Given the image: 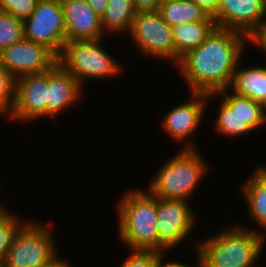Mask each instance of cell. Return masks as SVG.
<instances>
[{"instance_id": "32", "label": "cell", "mask_w": 266, "mask_h": 267, "mask_svg": "<svg viewBox=\"0 0 266 267\" xmlns=\"http://www.w3.org/2000/svg\"><path fill=\"white\" fill-rule=\"evenodd\" d=\"M85 2L101 17L105 13L108 0H85Z\"/></svg>"}, {"instance_id": "11", "label": "cell", "mask_w": 266, "mask_h": 267, "mask_svg": "<svg viewBox=\"0 0 266 267\" xmlns=\"http://www.w3.org/2000/svg\"><path fill=\"white\" fill-rule=\"evenodd\" d=\"M48 71L15 79V102L10 121L26 123L47 116Z\"/></svg>"}, {"instance_id": "24", "label": "cell", "mask_w": 266, "mask_h": 267, "mask_svg": "<svg viewBox=\"0 0 266 267\" xmlns=\"http://www.w3.org/2000/svg\"><path fill=\"white\" fill-rule=\"evenodd\" d=\"M23 38V20L0 10V52Z\"/></svg>"}, {"instance_id": "20", "label": "cell", "mask_w": 266, "mask_h": 267, "mask_svg": "<svg viewBox=\"0 0 266 267\" xmlns=\"http://www.w3.org/2000/svg\"><path fill=\"white\" fill-rule=\"evenodd\" d=\"M215 98L223 99L236 111L254 130L266 125V114L261 103L255 102L248 97H242L231 92L229 89L209 94L208 100Z\"/></svg>"}, {"instance_id": "4", "label": "cell", "mask_w": 266, "mask_h": 267, "mask_svg": "<svg viewBox=\"0 0 266 267\" xmlns=\"http://www.w3.org/2000/svg\"><path fill=\"white\" fill-rule=\"evenodd\" d=\"M199 149H180L160 166L150 179L147 191L163 199L188 200L193 197L202 179L208 174L209 165Z\"/></svg>"}, {"instance_id": "36", "label": "cell", "mask_w": 266, "mask_h": 267, "mask_svg": "<svg viewBox=\"0 0 266 267\" xmlns=\"http://www.w3.org/2000/svg\"><path fill=\"white\" fill-rule=\"evenodd\" d=\"M262 107H263L264 113L266 114V99H265V101L262 103Z\"/></svg>"}, {"instance_id": "28", "label": "cell", "mask_w": 266, "mask_h": 267, "mask_svg": "<svg viewBox=\"0 0 266 267\" xmlns=\"http://www.w3.org/2000/svg\"><path fill=\"white\" fill-rule=\"evenodd\" d=\"M249 44H253V47L256 45V48L258 47L262 50V54H266V18L248 36V45Z\"/></svg>"}, {"instance_id": "12", "label": "cell", "mask_w": 266, "mask_h": 267, "mask_svg": "<svg viewBox=\"0 0 266 267\" xmlns=\"http://www.w3.org/2000/svg\"><path fill=\"white\" fill-rule=\"evenodd\" d=\"M57 64V56L47 47L25 38L0 52V65L15 79L44 73Z\"/></svg>"}, {"instance_id": "13", "label": "cell", "mask_w": 266, "mask_h": 267, "mask_svg": "<svg viewBox=\"0 0 266 267\" xmlns=\"http://www.w3.org/2000/svg\"><path fill=\"white\" fill-rule=\"evenodd\" d=\"M213 18L217 27L248 37L266 18V0H220Z\"/></svg>"}, {"instance_id": "31", "label": "cell", "mask_w": 266, "mask_h": 267, "mask_svg": "<svg viewBox=\"0 0 266 267\" xmlns=\"http://www.w3.org/2000/svg\"><path fill=\"white\" fill-rule=\"evenodd\" d=\"M197 257V261H196V265L195 266H193V265H189V264H186V263H181V261H165L164 262V260L166 259V258H164V257H162V259H161V261H160V264H159V266L158 267H204L203 266V262H202V260L200 259V257L198 256V255H196ZM164 259V260H163Z\"/></svg>"}, {"instance_id": "9", "label": "cell", "mask_w": 266, "mask_h": 267, "mask_svg": "<svg viewBox=\"0 0 266 267\" xmlns=\"http://www.w3.org/2000/svg\"><path fill=\"white\" fill-rule=\"evenodd\" d=\"M190 201L157 197L158 252L166 253L187 240L196 227ZM187 238V239H186ZM167 251V252H166Z\"/></svg>"}, {"instance_id": "8", "label": "cell", "mask_w": 266, "mask_h": 267, "mask_svg": "<svg viewBox=\"0 0 266 267\" xmlns=\"http://www.w3.org/2000/svg\"><path fill=\"white\" fill-rule=\"evenodd\" d=\"M24 38L50 49L56 56L66 43L60 0H37L33 13L23 20Z\"/></svg>"}, {"instance_id": "17", "label": "cell", "mask_w": 266, "mask_h": 267, "mask_svg": "<svg viewBox=\"0 0 266 267\" xmlns=\"http://www.w3.org/2000/svg\"><path fill=\"white\" fill-rule=\"evenodd\" d=\"M243 59L237 64L228 89L236 95L248 97L262 104L266 99V66L254 65L247 68L244 65L242 68L240 65Z\"/></svg>"}, {"instance_id": "5", "label": "cell", "mask_w": 266, "mask_h": 267, "mask_svg": "<svg viewBox=\"0 0 266 267\" xmlns=\"http://www.w3.org/2000/svg\"><path fill=\"white\" fill-rule=\"evenodd\" d=\"M104 39L66 42L57 56V64L84 88L85 80H104L120 76L125 69L102 46Z\"/></svg>"}, {"instance_id": "27", "label": "cell", "mask_w": 266, "mask_h": 267, "mask_svg": "<svg viewBox=\"0 0 266 267\" xmlns=\"http://www.w3.org/2000/svg\"><path fill=\"white\" fill-rule=\"evenodd\" d=\"M37 0H0V10L25 20L34 11Z\"/></svg>"}, {"instance_id": "29", "label": "cell", "mask_w": 266, "mask_h": 267, "mask_svg": "<svg viewBox=\"0 0 266 267\" xmlns=\"http://www.w3.org/2000/svg\"><path fill=\"white\" fill-rule=\"evenodd\" d=\"M196 3L209 17H214L217 13L220 0H190Z\"/></svg>"}, {"instance_id": "22", "label": "cell", "mask_w": 266, "mask_h": 267, "mask_svg": "<svg viewBox=\"0 0 266 267\" xmlns=\"http://www.w3.org/2000/svg\"><path fill=\"white\" fill-rule=\"evenodd\" d=\"M216 119L214 120L215 131L219 135H223L228 138H237L248 134L251 131H255L236 111L222 99Z\"/></svg>"}, {"instance_id": "25", "label": "cell", "mask_w": 266, "mask_h": 267, "mask_svg": "<svg viewBox=\"0 0 266 267\" xmlns=\"http://www.w3.org/2000/svg\"><path fill=\"white\" fill-rule=\"evenodd\" d=\"M15 102V78L0 65V115L10 116Z\"/></svg>"}, {"instance_id": "7", "label": "cell", "mask_w": 266, "mask_h": 267, "mask_svg": "<svg viewBox=\"0 0 266 267\" xmlns=\"http://www.w3.org/2000/svg\"><path fill=\"white\" fill-rule=\"evenodd\" d=\"M127 34L143 56L166 59L174 65L172 30L159 11L137 12Z\"/></svg>"}, {"instance_id": "33", "label": "cell", "mask_w": 266, "mask_h": 267, "mask_svg": "<svg viewBox=\"0 0 266 267\" xmlns=\"http://www.w3.org/2000/svg\"><path fill=\"white\" fill-rule=\"evenodd\" d=\"M70 262L67 260H64V258H60L59 256L49 265H45L42 267H71Z\"/></svg>"}, {"instance_id": "34", "label": "cell", "mask_w": 266, "mask_h": 267, "mask_svg": "<svg viewBox=\"0 0 266 267\" xmlns=\"http://www.w3.org/2000/svg\"><path fill=\"white\" fill-rule=\"evenodd\" d=\"M0 191H1V189H0ZM0 196H1V192H0ZM8 211H10V210L7 207H5V204L4 205L0 204V214L7 213Z\"/></svg>"}, {"instance_id": "35", "label": "cell", "mask_w": 266, "mask_h": 267, "mask_svg": "<svg viewBox=\"0 0 266 267\" xmlns=\"http://www.w3.org/2000/svg\"><path fill=\"white\" fill-rule=\"evenodd\" d=\"M172 1H175V0H159V3H160V5H162V4H165L167 2H172Z\"/></svg>"}, {"instance_id": "3", "label": "cell", "mask_w": 266, "mask_h": 267, "mask_svg": "<svg viewBox=\"0 0 266 267\" xmlns=\"http://www.w3.org/2000/svg\"><path fill=\"white\" fill-rule=\"evenodd\" d=\"M116 203L118 239L130 250L157 251V197L144 189L126 190Z\"/></svg>"}, {"instance_id": "15", "label": "cell", "mask_w": 266, "mask_h": 267, "mask_svg": "<svg viewBox=\"0 0 266 267\" xmlns=\"http://www.w3.org/2000/svg\"><path fill=\"white\" fill-rule=\"evenodd\" d=\"M83 88L68 72L56 64L48 71L47 116L54 119L81 100Z\"/></svg>"}, {"instance_id": "10", "label": "cell", "mask_w": 266, "mask_h": 267, "mask_svg": "<svg viewBox=\"0 0 266 267\" xmlns=\"http://www.w3.org/2000/svg\"><path fill=\"white\" fill-rule=\"evenodd\" d=\"M187 102L178 103L162 117L160 127L167 133L172 141L184 146L182 149H197V142H193L194 133L201 126L203 117L207 112L209 94L190 92ZM195 131V132H194ZM187 140V141H186ZM186 141V142H185Z\"/></svg>"}, {"instance_id": "14", "label": "cell", "mask_w": 266, "mask_h": 267, "mask_svg": "<svg viewBox=\"0 0 266 267\" xmlns=\"http://www.w3.org/2000/svg\"><path fill=\"white\" fill-rule=\"evenodd\" d=\"M64 12L66 42L104 39L101 17L85 0H60Z\"/></svg>"}, {"instance_id": "1", "label": "cell", "mask_w": 266, "mask_h": 267, "mask_svg": "<svg viewBox=\"0 0 266 267\" xmlns=\"http://www.w3.org/2000/svg\"><path fill=\"white\" fill-rule=\"evenodd\" d=\"M247 47L245 34L216 27L200 46L182 56L175 67L191 92L217 93L229 88Z\"/></svg>"}, {"instance_id": "21", "label": "cell", "mask_w": 266, "mask_h": 267, "mask_svg": "<svg viewBox=\"0 0 266 267\" xmlns=\"http://www.w3.org/2000/svg\"><path fill=\"white\" fill-rule=\"evenodd\" d=\"M163 20L170 26L204 21L208 15L190 0H175L160 5L158 10Z\"/></svg>"}, {"instance_id": "19", "label": "cell", "mask_w": 266, "mask_h": 267, "mask_svg": "<svg viewBox=\"0 0 266 267\" xmlns=\"http://www.w3.org/2000/svg\"><path fill=\"white\" fill-rule=\"evenodd\" d=\"M137 14L133 0H108L105 13L101 16L103 32L115 34L130 32L131 25Z\"/></svg>"}, {"instance_id": "6", "label": "cell", "mask_w": 266, "mask_h": 267, "mask_svg": "<svg viewBox=\"0 0 266 267\" xmlns=\"http://www.w3.org/2000/svg\"><path fill=\"white\" fill-rule=\"evenodd\" d=\"M35 221L29 219L20 228L2 262L3 267H42L60 256L50 225Z\"/></svg>"}, {"instance_id": "18", "label": "cell", "mask_w": 266, "mask_h": 267, "mask_svg": "<svg viewBox=\"0 0 266 267\" xmlns=\"http://www.w3.org/2000/svg\"><path fill=\"white\" fill-rule=\"evenodd\" d=\"M215 19L180 24L171 27L174 43V67L188 51L200 46L216 28Z\"/></svg>"}, {"instance_id": "26", "label": "cell", "mask_w": 266, "mask_h": 267, "mask_svg": "<svg viewBox=\"0 0 266 267\" xmlns=\"http://www.w3.org/2000/svg\"><path fill=\"white\" fill-rule=\"evenodd\" d=\"M127 256L119 267H158L166 255L157 251L130 250Z\"/></svg>"}, {"instance_id": "2", "label": "cell", "mask_w": 266, "mask_h": 267, "mask_svg": "<svg viewBox=\"0 0 266 267\" xmlns=\"http://www.w3.org/2000/svg\"><path fill=\"white\" fill-rule=\"evenodd\" d=\"M230 226V227H229ZM222 228L215 235L194 241L196 254L204 267H259L264 234L240 223Z\"/></svg>"}, {"instance_id": "23", "label": "cell", "mask_w": 266, "mask_h": 267, "mask_svg": "<svg viewBox=\"0 0 266 267\" xmlns=\"http://www.w3.org/2000/svg\"><path fill=\"white\" fill-rule=\"evenodd\" d=\"M27 221H21L12 210L0 214V263L4 261L16 234Z\"/></svg>"}, {"instance_id": "30", "label": "cell", "mask_w": 266, "mask_h": 267, "mask_svg": "<svg viewBox=\"0 0 266 267\" xmlns=\"http://www.w3.org/2000/svg\"><path fill=\"white\" fill-rule=\"evenodd\" d=\"M136 12L158 11L159 0H133Z\"/></svg>"}, {"instance_id": "16", "label": "cell", "mask_w": 266, "mask_h": 267, "mask_svg": "<svg viewBox=\"0 0 266 267\" xmlns=\"http://www.w3.org/2000/svg\"><path fill=\"white\" fill-rule=\"evenodd\" d=\"M261 166L240 187L251 221L254 220L253 223H257L265 231L263 234L266 246V166Z\"/></svg>"}]
</instances>
